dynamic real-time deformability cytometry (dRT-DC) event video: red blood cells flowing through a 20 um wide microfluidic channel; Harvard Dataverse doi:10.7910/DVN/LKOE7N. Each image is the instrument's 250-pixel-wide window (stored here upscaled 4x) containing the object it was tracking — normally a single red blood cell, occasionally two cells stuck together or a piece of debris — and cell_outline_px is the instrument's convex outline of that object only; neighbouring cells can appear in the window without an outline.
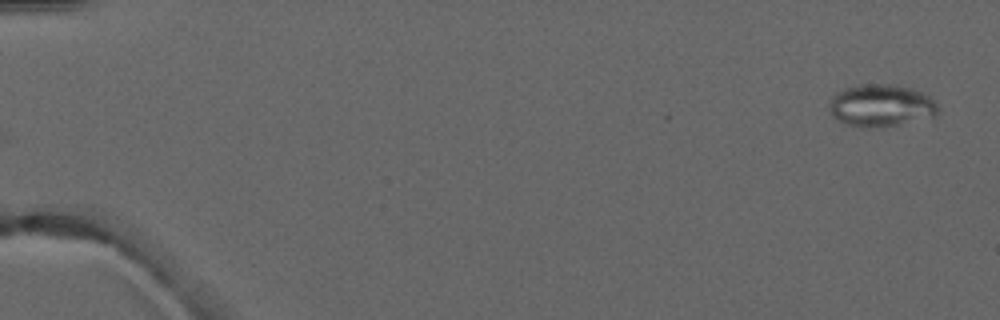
{"species": "common noctule bat (a hibernating species)", "species_latin": "Nyctalus noctula", "temperature_condition": "warm", "stored_images_in_passage": 5, "camera_frame_rate_fps": 3000, "um_per_image_px": 0.085, "animal": {"sex": "male", "forearm_length_mm": 52.5}, "frame": {"image": 1, "passage_image": 1, "time_ms": 0.0, "image_size_px": [1000, 320], "cell_outline_px": [[940, 112], [932, 116], [900, 124], [868, 128], [860, 128], [844, 124], [832, 116], [828, 108], [828, 104], [832, 96], [836, 92], [844, 88], [860, 84], [892, 84], [912, 88], [924, 92], [940, 108]], "centroid_in_image_um": [74.84, 8.96], "position_along_channel_um": 10.2, "area_um2": 27.11}}